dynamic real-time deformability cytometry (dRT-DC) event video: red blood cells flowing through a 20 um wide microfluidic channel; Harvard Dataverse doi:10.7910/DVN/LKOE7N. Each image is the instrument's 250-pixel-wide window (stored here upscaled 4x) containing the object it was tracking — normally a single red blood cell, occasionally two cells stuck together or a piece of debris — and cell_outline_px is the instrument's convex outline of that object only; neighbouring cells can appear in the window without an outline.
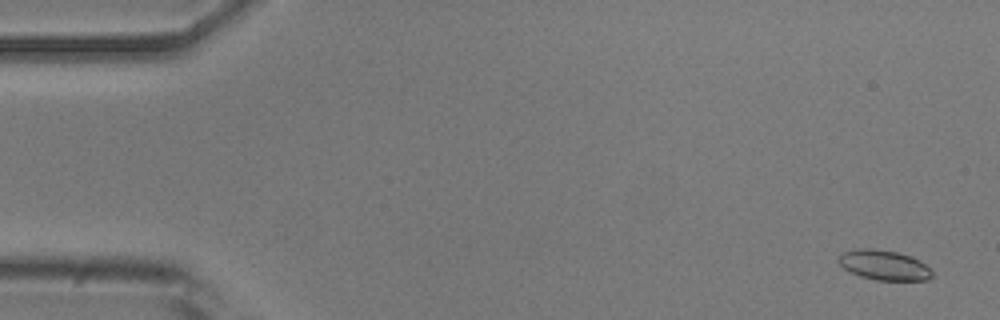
{"species": "common noctule bat (a hibernating species)", "species_latin": "Nyctalus noctula", "temperature_condition": "room temperature", "stored_images_in_passage": 6, "camera_frame_rate_fps": 3000, "um_per_image_px": 0.085, "animal": {"sex": "male", "body_mass_g": 20.5, "forearm_length_mm": 52.5}, "frame": {"image": 1, "passage_image": 1, "time_ms": 0.0, "image_size_px": [1000, 320], "cell_outline_px": [[932, 276], [928, 280], [876, 280], [860, 276], [844, 268], [836, 260], [844, 252], [860, 248], [872, 248], [896, 252], [912, 256], [920, 260], [932, 272]], "centroid_in_image_um": [75.15, 22.53], "position_along_channel_um": 9.9, "area_um2": 16.18}}
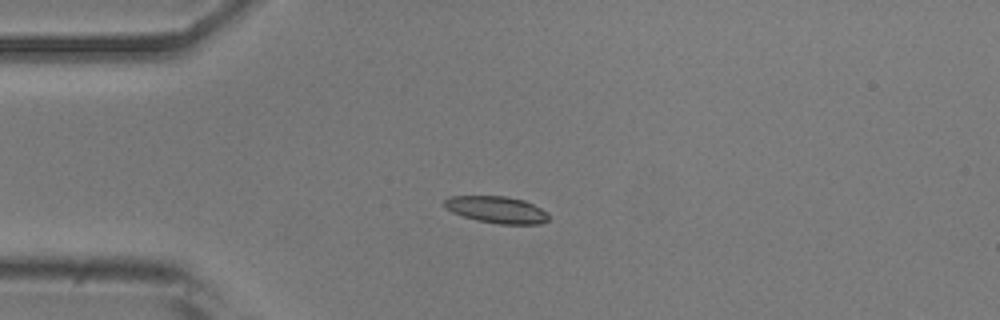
{"frame": {"image": 2, "passage_image": 4, "time_ms": 1.0, "image_size_px": [1000, 320], "cell_outline_px": [[548, 220], [540, 224], [500, 224], [476, 220], [452, 212], [444, 208], [444, 200], [452, 196], [504, 196], [524, 200], [548, 212]], "centroid_in_image_um": [42.22, 17.82], "position_along_channel_um": 42.8, "area_um2": 16.24}}
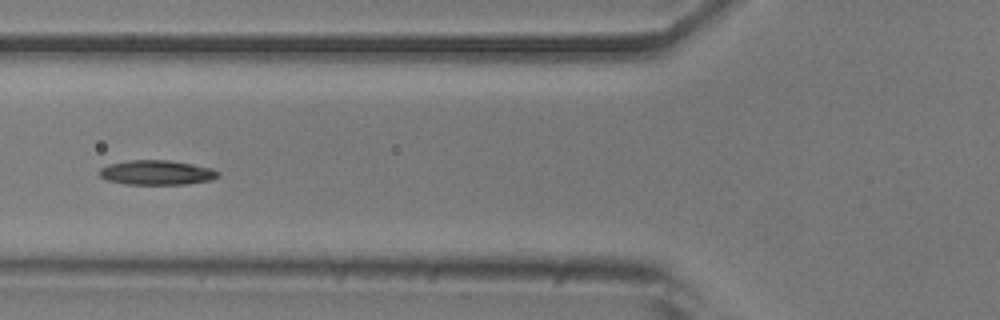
{"frame": {"image": 3, "passage_image": 6, "time_ms": 1.667, "image_size_px": [1000, 320], "cell_outline_px": [[220, 176], [212, 180], [188, 184], [128, 184], [108, 180], [100, 176], [96, 172], [100, 168], [108, 164], [128, 160], [168, 160], [192, 164], [212, 168], [220, 172]], "centroid_in_image_um": [13.33, 14.66], "position_along_channel_um": 112.5, "area_um2": 17.17}}